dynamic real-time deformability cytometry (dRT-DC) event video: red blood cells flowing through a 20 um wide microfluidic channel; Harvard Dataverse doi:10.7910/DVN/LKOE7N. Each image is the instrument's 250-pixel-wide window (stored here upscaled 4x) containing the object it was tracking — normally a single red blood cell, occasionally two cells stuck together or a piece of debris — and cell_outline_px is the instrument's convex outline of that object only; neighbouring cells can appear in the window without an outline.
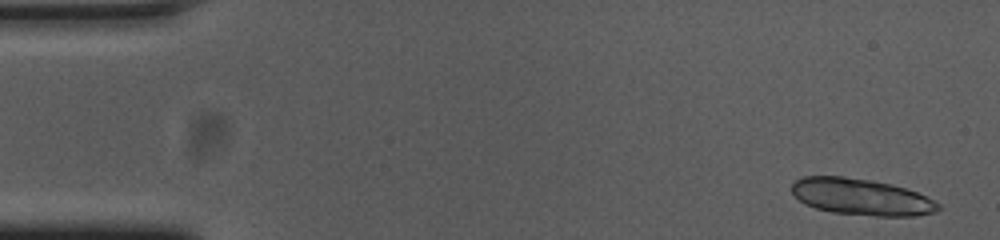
{"species": "common noctule bat (a hibernating species)", "species_latin": "Nyctalus noctula", "temperature_condition": "cold", "stored_images_in_passage": 41, "camera_frame_rate_fps": 3000, "um_per_image_px": 0.085, "animal": {"sex": "female", "body_mass_g": 23.0, "forearm_length_mm": 53.4}, "frame": {"image": 1, "passage_image": 2, "time_ms": 0.333, "image_size_px": [1000, 240], "cell_outline_px": [[940, 208], [936, 212], [916, 216], [876, 216], [832, 212], [816, 208], [800, 200], [792, 192], [792, 184], [796, 180], [804, 176], [844, 176], [892, 184], [916, 192], [940, 204]], "centroid_in_image_um": [73.22, 16.74], "position_along_channel_um": 11.8, "area_um2": 30.87}}
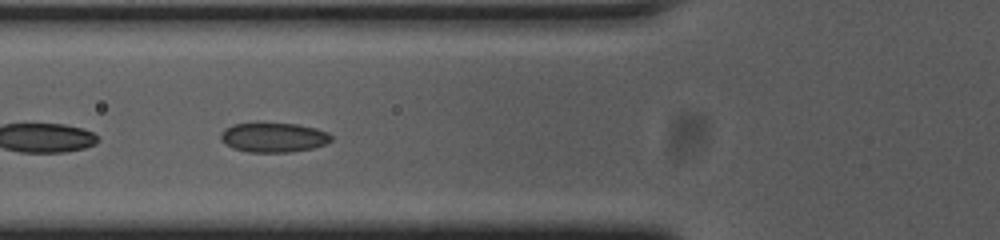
{"frame": {"image": 2, "passage_image": 20, "time_ms": 6.333, "image_size_px": [1000, 240], "cell_outline_px": [[332, 140], [324, 144], [312, 148], [288, 152], [248, 152], [232, 148], [220, 140], [220, 132], [224, 128], [232, 124], [256, 120], [296, 124], [316, 128], [328, 132], [332, 136]], "centroid_in_image_um": [23.18, 11.63], "position_along_channel_um": 102.6, "area_um2": 19.83}}
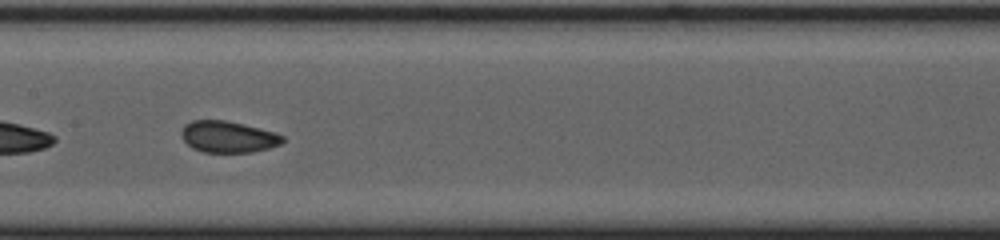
{"frame": {"image": 3, "passage_image": 27, "time_ms": 8.667, "image_size_px": [1000, 240], "cell_outline_px": [[284, 140], [280, 144], [268, 148], [252, 152], [204, 152], [192, 148], [184, 140], [180, 132], [184, 124], [192, 120], [224, 120], [276, 132], [284, 136]], "centroid_in_image_um": [19.37, 11.62], "position_along_channel_um": 188.0, "area_um2": 18.5}}